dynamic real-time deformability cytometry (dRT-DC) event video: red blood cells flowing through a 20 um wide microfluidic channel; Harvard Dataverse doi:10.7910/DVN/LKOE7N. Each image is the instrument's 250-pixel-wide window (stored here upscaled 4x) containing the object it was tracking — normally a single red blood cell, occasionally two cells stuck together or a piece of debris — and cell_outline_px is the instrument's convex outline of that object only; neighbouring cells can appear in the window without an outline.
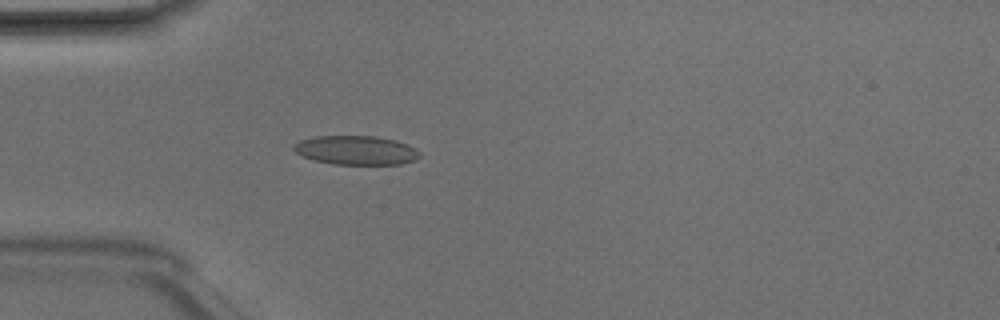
{"species": "Egyptian fruit bat (a non-hibernating species)", "species_latin": "Rousettus aegyptiacus", "temperature_condition": "room temperature", "stored_images_in_passage": 3, "camera_frame_rate_fps": 3000, "um_per_image_px": 0.085, "animal": {"sex": "male"}, "frame": {"image": 1, "passage_image": 3, "time_ms": 0.667, "image_size_px": [1000, 320], "cell_outline_px": [[420, 156], [416, 160], [400, 164], [332, 164], [316, 160], [304, 156], [296, 152], [292, 148], [292, 144], [300, 140], [316, 136], [376, 136], [396, 140], [408, 144], [416, 148], [420, 152]], "centroid_in_image_um": [30.29, 12.76], "position_along_channel_um": 54.7, "area_um2": 21.39}}